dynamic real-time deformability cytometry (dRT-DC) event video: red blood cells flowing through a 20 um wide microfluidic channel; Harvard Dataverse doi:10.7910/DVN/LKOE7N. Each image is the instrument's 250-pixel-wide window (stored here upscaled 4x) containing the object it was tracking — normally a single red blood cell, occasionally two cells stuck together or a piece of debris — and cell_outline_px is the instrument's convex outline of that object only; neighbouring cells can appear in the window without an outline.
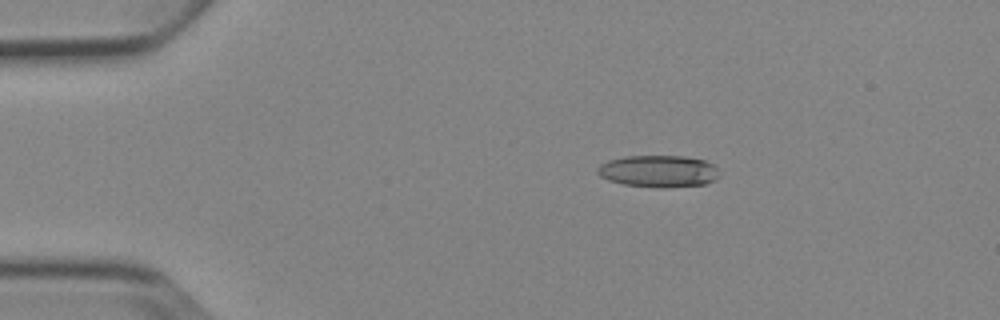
{"species": "Egyptian fruit bat (a non-hibernating species)", "species_latin": "Rousettus aegyptiacus", "temperature_condition": "cold", "stored_images_in_passage": 5, "camera_frame_rate_fps": 3000, "um_per_image_px": 0.085, "animal": {"sex": "female"}, "frame": {"image": 1, "passage_image": 2, "time_ms": 2.0, "image_size_px": [1000, 320], "cell_outline_px": [[720, 176], [716, 180], [704, 184], [664, 188], [656, 188], [624, 184], [608, 180], [600, 176], [596, 172], [596, 168], [600, 164], [608, 160], [624, 156], [684, 156], [704, 160], [712, 164], [716, 168]], "centroid_in_image_um": [55.95, 14.56], "position_along_channel_um": 29.0, "area_um2": 22.89}}
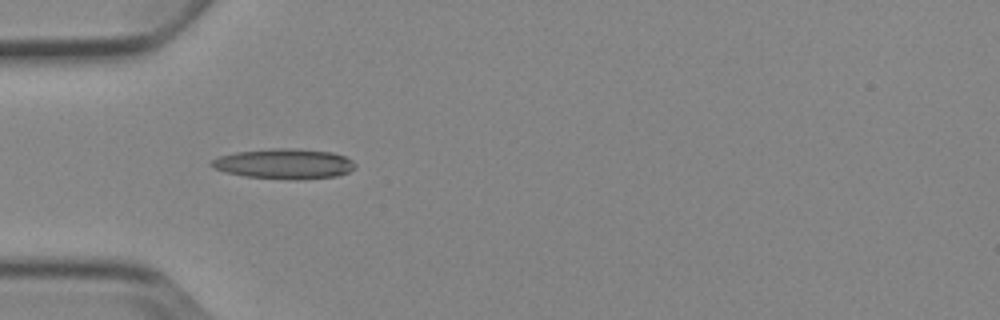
{"frame": {"image": 2, "passage_image": 4, "time_ms": 4.333, "image_size_px": [1000, 320], "cell_outline_px": [[356, 168], [348, 172], [336, 176], [296, 180], [244, 176], [224, 172], [212, 168], [208, 164], [208, 160], [220, 156], [236, 152], [272, 148], [296, 148], [332, 152], [344, 156], [352, 160], [356, 164]], "centroid_in_image_um": [24.12, 13.92], "position_along_channel_um": 60.9, "area_um2": 25.55}}
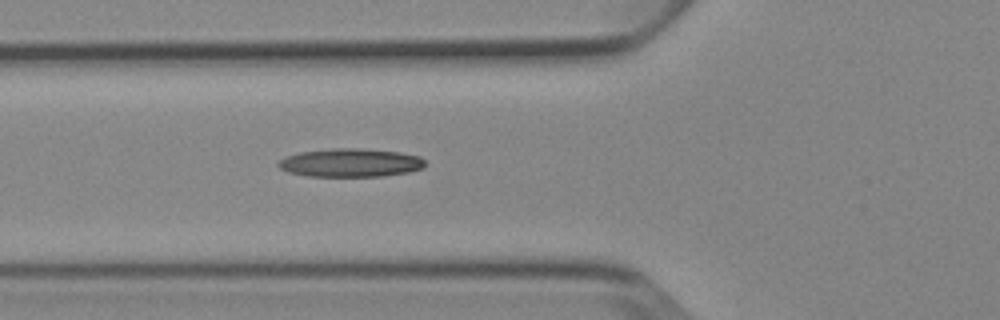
{"frame": {"image": 3, "passage_image": 5, "time_ms": 5.333, "image_size_px": [1000, 320], "cell_outline_px": [[424, 168], [408, 172], [384, 176], [308, 176], [288, 172], [280, 168], [276, 164], [280, 160], [288, 156], [300, 152], [332, 148], [356, 148], [400, 152], [420, 156], [424, 160]], "centroid_in_image_um": [29.8, 13.83], "position_along_channel_um": 96.0, "area_um2": 24.22}}